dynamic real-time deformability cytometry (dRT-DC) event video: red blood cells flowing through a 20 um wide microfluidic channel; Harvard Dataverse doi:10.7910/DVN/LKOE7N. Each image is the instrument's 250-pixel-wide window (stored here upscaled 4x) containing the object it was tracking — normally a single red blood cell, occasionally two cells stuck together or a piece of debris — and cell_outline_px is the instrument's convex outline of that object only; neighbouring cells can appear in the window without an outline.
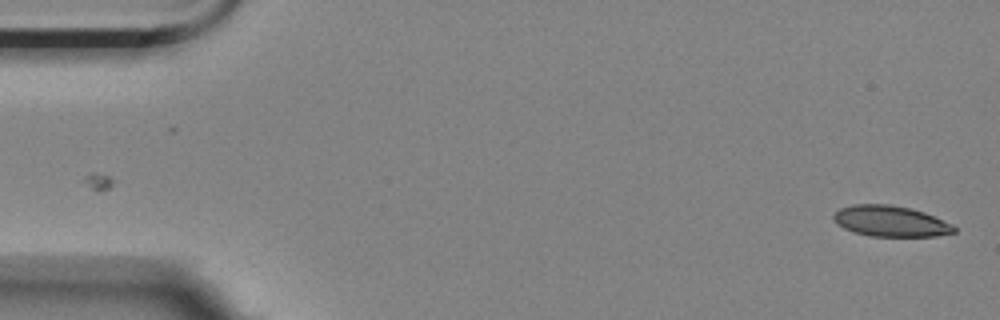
{"species": "Egyptian fruit bat (a non-hibernating species)", "species_latin": "Rousettus aegyptiacus", "temperature_condition": "room temperature", "stored_images_in_passage": 2, "camera_frame_rate_fps": 3000, "um_per_image_px": 0.085, "animal": {"sex": "female"}, "frame": {"image": 1, "passage_image": 2, "time_ms": 0.333, "image_size_px": [1000, 320], "cell_outline_px": [[956, 232], [936, 236], [872, 236], [852, 232], [836, 224], [832, 220], [832, 216], [840, 208], [852, 204], [888, 204], [912, 208], [924, 212], [952, 224], [956, 228]], "centroid_in_image_um": [75.67, 18.79], "position_along_channel_um": 9.3, "area_um2": 21.79}}